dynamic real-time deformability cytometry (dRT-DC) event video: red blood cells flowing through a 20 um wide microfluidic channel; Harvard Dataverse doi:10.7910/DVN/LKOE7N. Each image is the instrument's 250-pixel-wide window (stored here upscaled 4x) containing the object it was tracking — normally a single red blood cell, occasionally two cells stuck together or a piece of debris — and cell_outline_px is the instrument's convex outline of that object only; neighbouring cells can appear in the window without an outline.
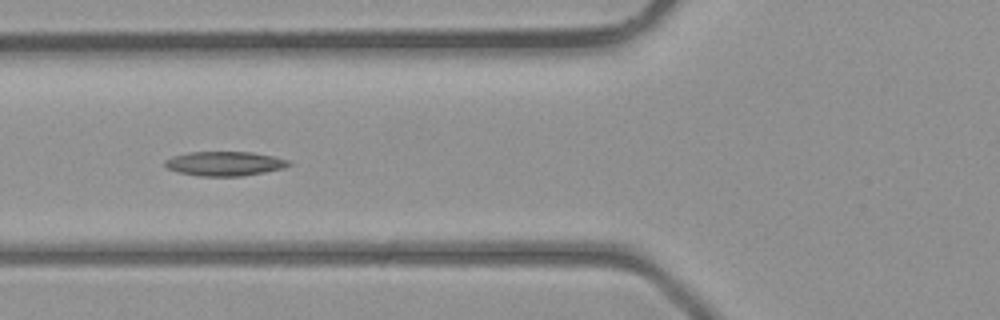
{"species": "common noctule bat (a hibernating species)", "species_latin": "Nyctalus noctula", "temperature_condition": "room temperature", "stored_images_in_passage": 4, "camera_frame_rate_fps": 3000, "um_per_image_px": 0.085, "animal": {"sex": "male", "body_mass_g": 23.1, "forearm_length_mm": 52.7}, "frame": {"image": 1, "passage_image": 4, "time_ms": 3.333, "image_size_px": [1000, 320], "cell_outline_px": [[292, 164], [284, 168], [244, 176], [196, 176], [180, 172], [168, 168], [164, 164], [164, 160], [172, 156], [188, 152], [252, 152], [272, 156], [288, 160]], "centroid_in_image_um": [19.09, 13.91], "position_along_channel_um": 106.7, "area_um2": 17.57}}